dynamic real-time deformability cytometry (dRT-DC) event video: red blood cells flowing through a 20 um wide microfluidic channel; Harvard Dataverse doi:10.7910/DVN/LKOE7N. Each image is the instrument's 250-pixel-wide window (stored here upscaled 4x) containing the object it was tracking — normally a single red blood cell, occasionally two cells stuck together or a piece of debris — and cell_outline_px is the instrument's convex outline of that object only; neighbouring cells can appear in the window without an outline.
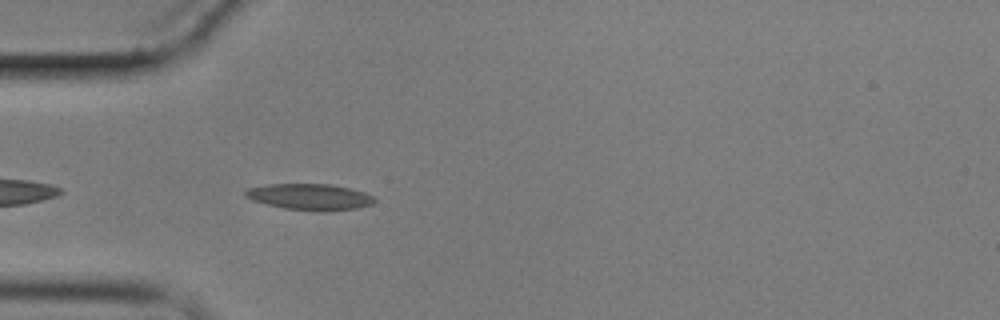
{"species": "common noctule bat (a hibernating species)", "species_latin": "Nyctalus noctula", "temperature_condition": "cold", "stored_images_in_passage": 4, "camera_frame_rate_fps": 3000, "um_per_image_px": 0.085, "animal": {"sex": "male", "body_mass_g": 17.9}, "frame": {"image": 1, "passage_image": 4, "time_ms": 5.333, "image_size_px": [1000, 320], "cell_outline_px": [[376, 200], [372, 204], [356, 208], [328, 212], [324, 212], [284, 208], [252, 200], [244, 196], [244, 192], [248, 188], [268, 184], [332, 184], [364, 192], [372, 196]], "centroid_in_image_um": [26.33, 16.73], "position_along_channel_um": 58.7, "area_um2": 19.71}}